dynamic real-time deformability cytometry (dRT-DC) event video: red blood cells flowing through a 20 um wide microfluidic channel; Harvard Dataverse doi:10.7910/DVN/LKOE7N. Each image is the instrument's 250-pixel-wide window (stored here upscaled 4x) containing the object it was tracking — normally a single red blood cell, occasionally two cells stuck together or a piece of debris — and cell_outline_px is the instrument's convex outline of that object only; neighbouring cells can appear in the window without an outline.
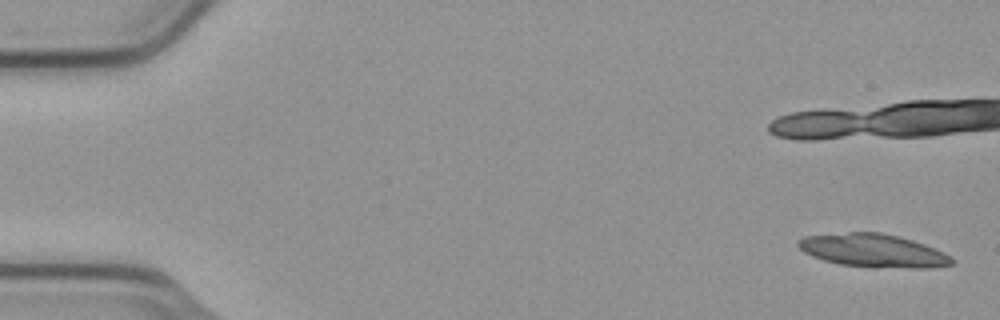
{"species": "common noctule bat (a hibernating species)", "species_latin": "Nyctalus noctula", "temperature_condition": "cold", "stored_images_in_passage": 5, "camera_frame_rate_fps": 3000, "um_per_image_px": 0.085, "animal": {"sex": "male", "body_mass_g": 23.1, "forearm_length_mm": 52.7}, "frame": {"image": 1, "passage_image": 1, "time_ms": 0.0, "image_size_px": [1000, 320], "cell_outline_px": [[956, 260], [952, 264], [928, 268], [876, 268], [840, 264], [824, 260], [812, 256], [804, 252], [796, 244], [804, 236], [848, 232], [880, 232], [912, 240], [924, 244], [944, 252], [952, 256]], "centroid_in_image_um": [74.25, 21.31], "position_along_channel_um": 10.8, "area_um2": 29.82}}
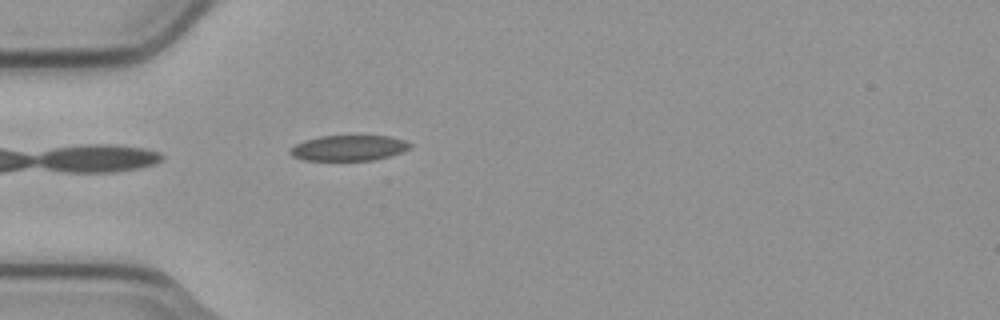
{"frame": {"image": 2, "passage_image": 5, "time_ms": 1.333, "image_size_px": [1000, 320], "cell_outline_px": [[412, 148], [388, 156], [372, 160], [304, 160], [292, 156], [288, 152], [296, 144], [304, 140], [320, 136], [388, 136], [404, 140], [412, 144]], "centroid_in_image_um": [29.63, 12.57], "position_along_channel_um": 55.4, "area_um2": 17.69}}